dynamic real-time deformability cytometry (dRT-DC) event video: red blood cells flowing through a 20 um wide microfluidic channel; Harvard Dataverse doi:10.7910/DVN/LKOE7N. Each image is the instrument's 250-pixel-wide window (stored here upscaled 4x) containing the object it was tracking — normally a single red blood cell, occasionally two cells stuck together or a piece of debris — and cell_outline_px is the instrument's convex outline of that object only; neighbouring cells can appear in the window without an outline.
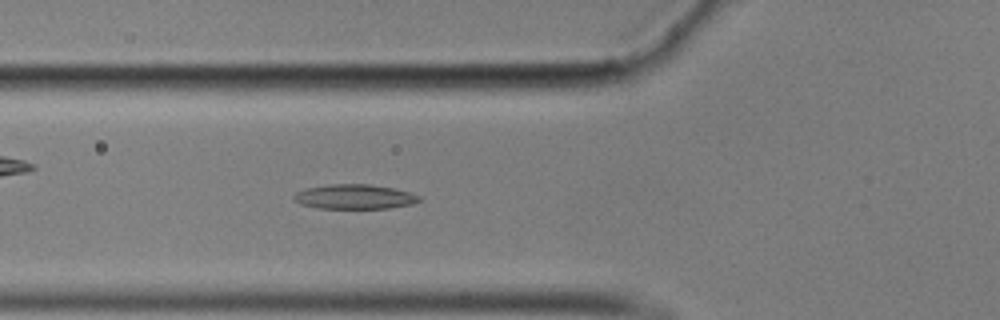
{"species": "common noctule bat (a hibernating species)", "species_latin": "Nyctalus noctula", "temperature_condition": "cold", "stored_images_in_passage": 54, "segment_of_instrument_passage": [1, 2], "camera_frame_rate_fps": 3000, "um_per_image_px": 0.085, "animal": {"sex": "male", "body_mass_g": 17.9}, "frame": {"image": 1, "passage_image": 18, "time_ms": 5.667, "image_size_px": [1000, 320], "cell_outline_px": [[420, 200], [412, 204], [388, 208], [316, 208], [300, 204], [292, 196], [296, 192], [304, 188], [328, 184], [372, 184], [392, 188], [408, 192], [420, 196]], "centroid_in_image_um": [30.09, 16.71], "position_along_channel_um": 95.7, "area_um2": 17.98}}
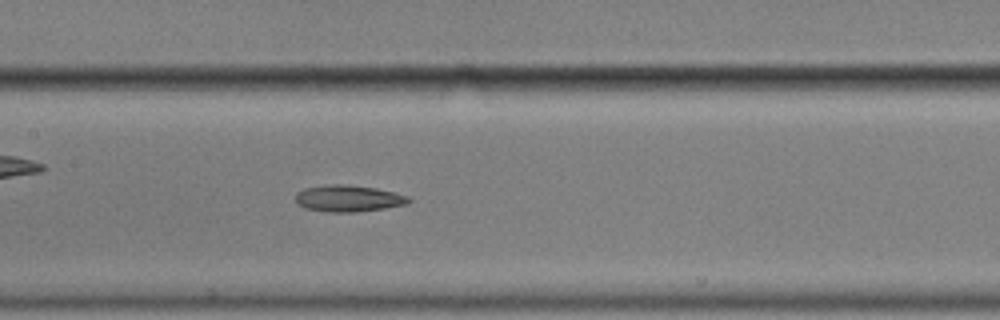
{"frame": {"image": 2, "passage_image": 25, "time_ms": 8.0, "image_size_px": [1000, 320], "cell_outline_px": [[412, 200], [408, 204], [384, 208], [352, 212], [328, 212], [304, 208], [296, 200], [296, 192], [304, 188], [332, 184], [348, 184], [376, 188], [396, 192], [408, 196]], "centroid_in_image_um": [29.64, 16.86], "position_along_channel_um": 177.8, "area_um2": 17.57}}
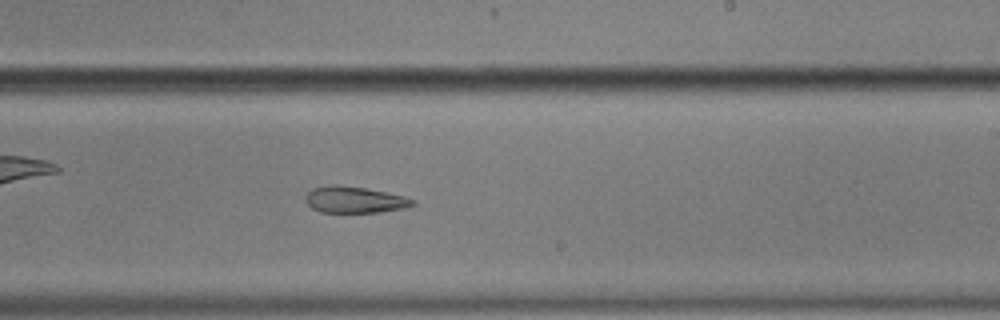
{"frame": {"image": 3, "passage_image": 32, "time_ms": 10.333, "image_size_px": [1000, 320], "cell_outline_px": [[416, 204], [404, 208], [380, 212], [320, 212], [312, 208], [304, 200], [304, 196], [312, 188], [328, 184], [336, 184], [364, 188], [404, 196], [416, 200]], "centroid_in_image_um": [30.1, 16.97], "position_along_channel_um": 258.9, "area_um2": 16.59}}